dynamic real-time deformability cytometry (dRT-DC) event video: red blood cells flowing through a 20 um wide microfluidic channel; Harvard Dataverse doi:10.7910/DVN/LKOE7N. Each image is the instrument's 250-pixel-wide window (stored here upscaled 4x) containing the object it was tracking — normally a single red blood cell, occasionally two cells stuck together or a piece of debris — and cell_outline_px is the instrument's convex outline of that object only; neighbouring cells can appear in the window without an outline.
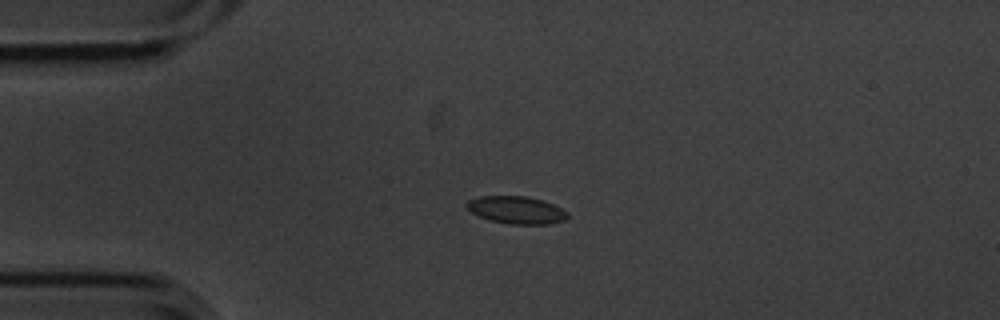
{"species": "common noctule bat (a hibernating species)", "species_latin": "Nyctalus noctula", "temperature_condition": "cold", "stored_images_in_passage": 3, "camera_frame_rate_fps": 3000, "um_per_image_px": 0.085, "animal": {"sex": "male", "body_mass_g": 20.1, "forearm_length_mm": 53.5}, "frame": {"image": 1, "passage_image": 3, "time_ms": 0.667, "image_size_px": [1000, 320], "cell_outline_px": [[568, 216], [564, 220], [548, 224], [508, 224], [492, 220], [480, 216], [472, 212], [464, 204], [468, 200], [480, 196], [524, 196], [544, 200], [568, 212]], "centroid_in_image_um": [43.89, 17.84], "position_along_channel_um": 41.1, "area_um2": 16.01}}